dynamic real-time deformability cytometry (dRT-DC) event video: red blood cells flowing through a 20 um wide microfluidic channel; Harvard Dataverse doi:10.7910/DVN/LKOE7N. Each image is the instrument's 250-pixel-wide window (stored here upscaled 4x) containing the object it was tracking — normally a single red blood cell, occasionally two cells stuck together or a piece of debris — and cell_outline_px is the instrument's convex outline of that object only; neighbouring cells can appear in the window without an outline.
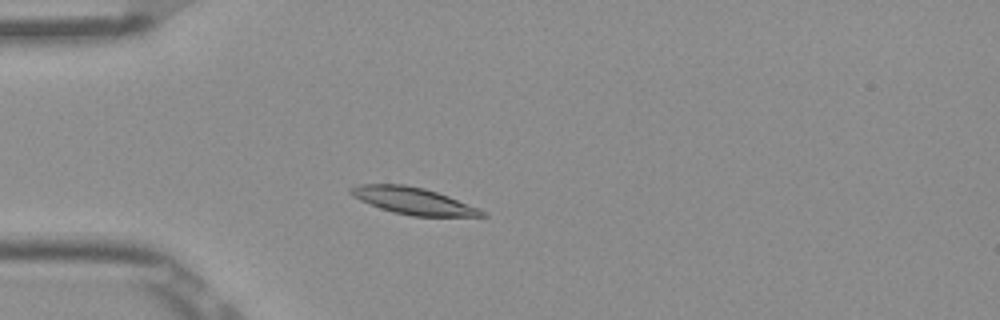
{"species": "Egyptian fruit bat (a non-hibernating species)", "species_latin": "Rousettus aegyptiacus", "temperature_condition": "room temperature", "stored_images_in_passage": 40, "camera_frame_rate_fps": 3000, "um_per_image_px": 0.085, "frame": {"image": 1, "passage_image": 2, "time_ms": 0.333, "image_size_px": [1000, 320], "cell_outline_px": [[488, 216], [412, 216], [392, 212], [380, 208], [360, 200], [352, 196], [348, 192], [348, 188], [360, 184], [404, 184], [424, 188], [448, 196], [480, 208]], "centroid_in_image_um": [35.09, 17.06], "position_along_channel_um": 49.9, "area_um2": 20.52}}
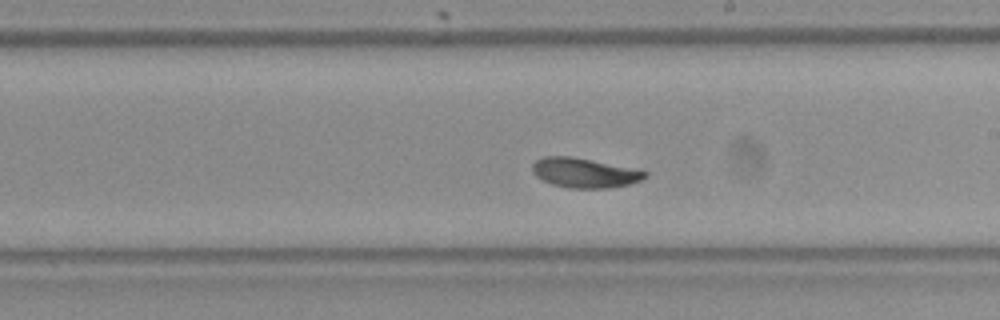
{"frame": {"image": 2, "passage_image": 18, "time_ms": 5.667, "image_size_px": [1000, 320], "cell_outline_px": [[648, 176], [640, 180], [628, 184], [608, 188], [568, 188], [552, 184], [536, 176], [532, 172], [532, 164], [536, 160], [544, 156], [572, 156], [640, 168], [648, 172]], "centroid_in_image_um": [49.73, 14.67], "position_along_channel_um": 239.3, "area_um2": 19.83}}
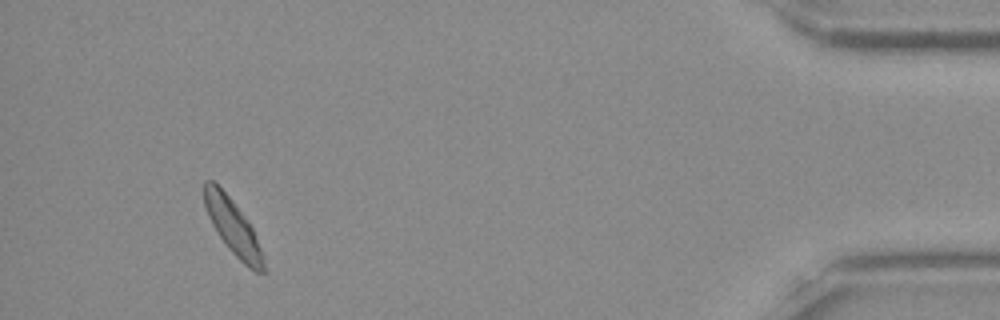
{"frame": {"image": 3, "passage_image": 37, "time_ms": 12.0, "image_size_px": [1000, 320], "cell_outline_px": [[264, 272], [256, 272], [248, 268], [228, 248], [212, 224], [208, 216], [204, 204], [204, 180], [212, 180], [232, 200], [248, 220], [252, 228], [264, 256]], "centroid_in_image_um": [19.8, 19.29], "position_along_channel_um": 415.4, "area_um2": 18.73}, "authors_computed_cell_mechanics": {"area_um2": 19.3919, "velocity_mm_per_s": 3.8172, "shape_relaxation_time_tau1_ms": 2.4913, "shape_relaxation_time_tau2_ms": 2.5215, "deformation_change_tau1": 0.1175, "deformation_change_tau2": 0.0665}}